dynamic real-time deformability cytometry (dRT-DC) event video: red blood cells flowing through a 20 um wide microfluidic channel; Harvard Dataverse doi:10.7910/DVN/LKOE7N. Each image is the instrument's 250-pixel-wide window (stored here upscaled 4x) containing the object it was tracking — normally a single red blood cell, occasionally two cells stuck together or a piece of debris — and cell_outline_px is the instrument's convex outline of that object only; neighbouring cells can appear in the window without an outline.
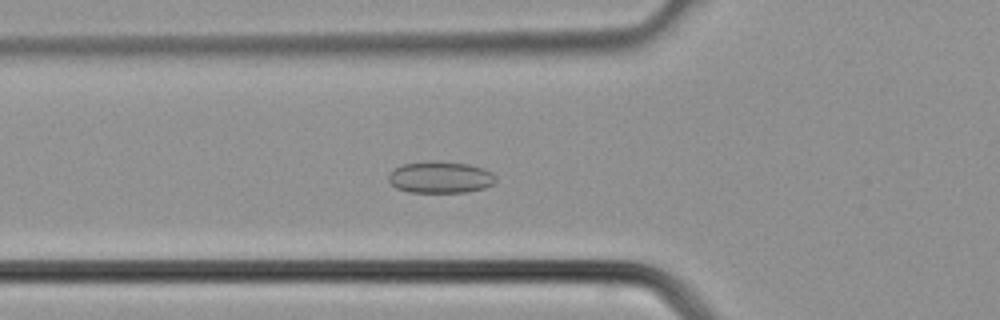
{"species": "common noctule bat (a hibernating species)", "species_latin": "Nyctalus noctula", "temperature_condition": "cold", "stored_images_in_passage": 27, "camera_frame_rate_fps": 3000, "um_per_image_px": 0.085, "animal": {"sex": "male", "body_mass_g": 21.5, "forearm_length_mm": 52.0}, "frame": {"image": 1, "passage_image": 2, "time_ms": 0.333, "image_size_px": [1000, 320], "cell_outline_px": [[496, 180], [492, 184], [484, 188], [468, 192], [408, 192], [396, 188], [388, 180], [388, 176], [396, 168], [404, 164], [428, 160], [436, 160], [468, 164], [484, 168], [492, 172], [496, 176]], "centroid_in_image_um": [37.45, 15.06], "position_along_channel_um": 88.3, "area_um2": 19.94}}
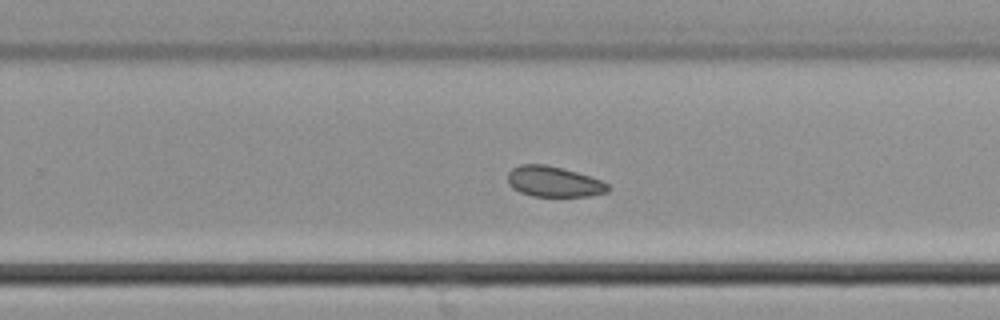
{"frame": {"image": 2, "passage_image": 13, "time_ms": 4.0, "image_size_px": [1000, 320], "cell_outline_px": [[612, 188], [608, 192], [588, 196], [532, 196], [520, 192], [512, 188], [508, 184], [508, 172], [512, 168], [520, 164], [544, 164], [576, 172], [600, 180], [608, 184]], "centroid_in_image_um": [47.05, 15.44], "position_along_channel_um": 282.7, "area_um2": 17.8}}
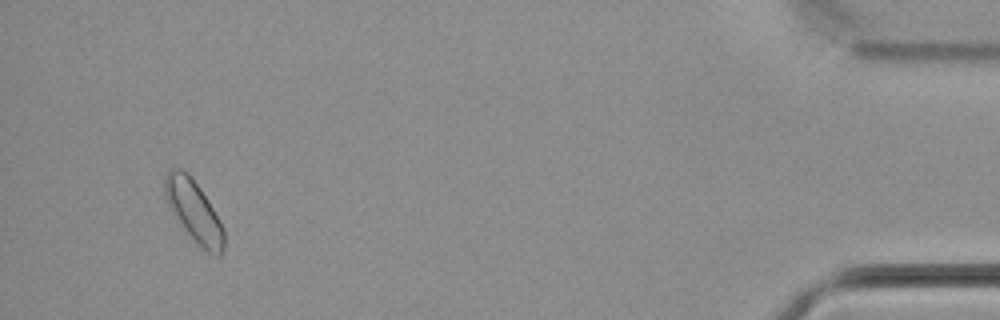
{"frame": {"image": 3, "passage_image": 25, "time_ms": 8.0, "image_size_px": [1000, 320], "cell_outline_px": [[224, 248], [220, 256], [216, 256], [208, 252], [184, 228], [168, 208], [164, 196], [164, 176], [168, 168], [180, 168], [188, 172], [200, 188], [208, 200], [220, 220], [224, 228]], "centroid_in_image_um": [16.45, 17.87], "position_along_channel_um": 418.7, "area_um2": 21.15}}